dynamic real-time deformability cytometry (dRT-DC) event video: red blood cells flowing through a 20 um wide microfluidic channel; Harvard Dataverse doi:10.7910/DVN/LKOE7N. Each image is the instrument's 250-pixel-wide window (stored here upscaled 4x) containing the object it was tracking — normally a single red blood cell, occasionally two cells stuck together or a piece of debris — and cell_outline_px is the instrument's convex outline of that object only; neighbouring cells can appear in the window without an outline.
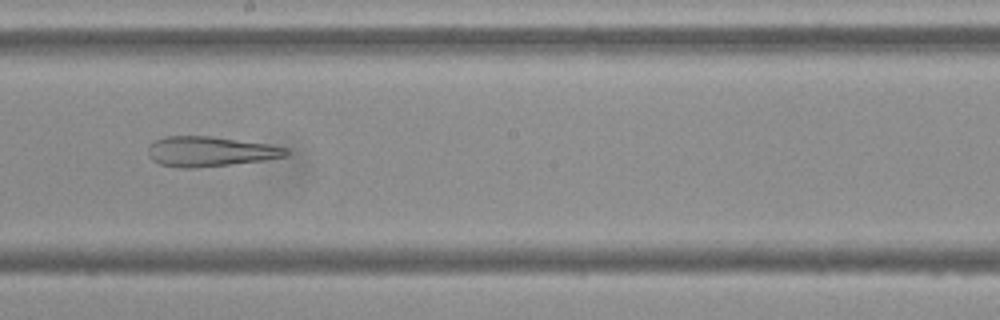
{"species": "Egyptian fruit bat (a non-hibernating species)", "species_latin": "Rousettus aegyptiacus", "temperature_condition": "cold", "stored_images_in_passage": 9, "camera_frame_rate_fps": 3000, "um_per_image_px": 0.085, "frame": {"image": 1, "passage_image": 9, "time_ms": 9.333, "image_size_px": [1000, 320], "cell_outline_px": [[288, 156], [264, 160], [196, 168], [180, 168], [160, 164], [152, 160], [148, 156], [148, 144], [164, 136], [212, 136], [268, 144], [288, 148]], "centroid_in_image_um": [17.83, 12.87], "position_along_channel_um": 230.4, "area_um2": 24.22}}